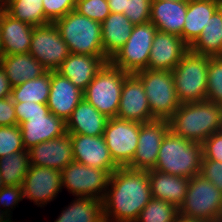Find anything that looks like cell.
I'll return each mask as SVG.
<instances>
[{
    "mask_svg": "<svg viewBox=\"0 0 222 222\" xmlns=\"http://www.w3.org/2000/svg\"><path fill=\"white\" fill-rule=\"evenodd\" d=\"M106 190L102 199L104 222H135L152 199L148 170L119 167L111 173Z\"/></svg>",
    "mask_w": 222,
    "mask_h": 222,
    "instance_id": "1",
    "label": "cell"
},
{
    "mask_svg": "<svg viewBox=\"0 0 222 222\" xmlns=\"http://www.w3.org/2000/svg\"><path fill=\"white\" fill-rule=\"evenodd\" d=\"M222 105L208 100L181 103L169 120L170 129L178 136L203 143L218 130Z\"/></svg>",
    "mask_w": 222,
    "mask_h": 222,
    "instance_id": "2",
    "label": "cell"
},
{
    "mask_svg": "<svg viewBox=\"0 0 222 222\" xmlns=\"http://www.w3.org/2000/svg\"><path fill=\"white\" fill-rule=\"evenodd\" d=\"M202 159L201 143L184 139L170 129L161 143L153 169L190 179L200 174Z\"/></svg>",
    "mask_w": 222,
    "mask_h": 222,
    "instance_id": "3",
    "label": "cell"
},
{
    "mask_svg": "<svg viewBox=\"0 0 222 222\" xmlns=\"http://www.w3.org/2000/svg\"><path fill=\"white\" fill-rule=\"evenodd\" d=\"M70 53L107 57L101 37V23L72 10L54 22Z\"/></svg>",
    "mask_w": 222,
    "mask_h": 222,
    "instance_id": "4",
    "label": "cell"
},
{
    "mask_svg": "<svg viewBox=\"0 0 222 222\" xmlns=\"http://www.w3.org/2000/svg\"><path fill=\"white\" fill-rule=\"evenodd\" d=\"M186 219L219 222L222 215V192L201 174L190 178L186 198L178 209Z\"/></svg>",
    "mask_w": 222,
    "mask_h": 222,
    "instance_id": "5",
    "label": "cell"
},
{
    "mask_svg": "<svg viewBox=\"0 0 222 222\" xmlns=\"http://www.w3.org/2000/svg\"><path fill=\"white\" fill-rule=\"evenodd\" d=\"M209 56L188 50L171 71L177 97L181 103L205 101Z\"/></svg>",
    "mask_w": 222,
    "mask_h": 222,
    "instance_id": "6",
    "label": "cell"
},
{
    "mask_svg": "<svg viewBox=\"0 0 222 222\" xmlns=\"http://www.w3.org/2000/svg\"><path fill=\"white\" fill-rule=\"evenodd\" d=\"M141 80L154 119L169 121L180 107L171 71L146 69L135 73Z\"/></svg>",
    "mask_w": 222,
    "mask_h": 222,
    "instance_id": "7",
    "label": "cell"
},
{
    "mask_svg": "<svg viewBox=\"0 0 222 222\" xmlns=\"http://www.w3.org/2000/svg\"><path fill=\"white\" fill-rule=\"evenodd\" d=\"M126 71L107 62L83 92V98L108 118L116 117Z\"/></svg>",
    "mask_w": 222,
    "mask_h": 222,
    "instance_id": "8",
    "label": "cell"
},
{
    "mask_svg": "<svg viewBox=\"0 0 222 222\" xmlns=\"http://www.w3.org/2000/svg\"><path fill=\"white\" fill-rule=\"evenodd\" d=\"M156 32V26L150 21L134 25L128 41L116 52L109 62L128 74H135L146 70Z\"/></svg>",
    "mask_w": 222,
    "mask_h": 222,
    "instance_id": "9",
    "label": "cell"
},
{
    "mask_svg": "<svg viewBox=\"0 0 222 222\" xmlns=\"http://www.w3.org/2000/svg\"><path fill=\"white\" fill-rule=\"evenodd\" d=\"M110 173L72 161L61 171L62 186L76 197L103 199L108 188ZM103 192V193H101Z\"/></svg>",
    "mask_w": 222,
    "mask_h": 222,
    "instance_id": "10",
    "label": "cell"
},
{
    "mask_svg": "<svg viewBox=\"0 0 222 222\" xmlns=\"http://www.w3.org/2000/svg\"><path fill=\"white\" fill-rule=\"evenodd\" d=\"M140 122L109 118L103 137L110 155L119 167H126L138 146Z\"/></svg>",
    "mask_w": 222,
    "mask_h": 222,
    "instance_id": "11",
    "label": "cell"
},
{
    "mask_svg": "<svg viewBox=\"0 0 222 222\" xmlns=\"http://www.w3.org/2000/svg\"><path fill=\"white\" fill-rule=\"evenodd\" d=\"M29 53L37 59L47 71H56L70 55V50L61 38L54 23L33 28Z\"/></svg>",
    "mask_w": 222,
    "mask_h": 222,
    "instance_id": "12",
    "label": "cell"
},
{
    "mask_svg": "<svg viewBox=\"0 0 222 222\" xmlns=\"http://www.w3.org/2000/svg\"><path fill=\"white\" fill-rule=\"evenodd\" d=\"M169 130L170 122L167 120L155 119L141 123L136 152L126 167L139 170L153 169L157 163L161 143Z\"/></svg>",
    "mask_w": 222,
    "mask_h": 222,
    "instance_id": "13",
    "label": "cell"
},
{
    "mask_svg": "<svg viewBox=\"0 0 222 222\" xmlns=\"http://www.w3.org/2000/svg\"><path fill=\"white\" fill-rule=\"evenodd\" d=\"M116 118L140 123L155 120L144 86L135 74H128L124 79Z\"/></svg>",
    "mask_w": 222,
    "mask_h": 222,
    "instance_id": "14",
    "label": "cell"
},
{
    "mask_svg": "<svg viewBox=\"0 0 222 222\" xmlns=\"http://www.w3.org/2000/svg\"><path fill=\"white\" fill-rule=\"evenodd\" d=\"M23 198L33 200L36 205L52 201L62 188L61 171L30 165L24 178Z\"/></svg>",
    "mask_w": 222,
    "mask_h": 222,
    "instance_id": "15",
    "label": "cell"
},
{
    "mask_svg": "<svg viewBox=\"0 0 222 222\" xmlns=\"http://www.w3.org/2000/svg\"><path fill=\"white\" fill-rule=\"evenodd\" d=\"M73 159L81 164L105 169L110 174L119 166L114 162L102 136L70 134Z\"/></svg>",
    "mask_w": 222,
    "mask_h": 222,
    "instance_id": "16",
    "label": "cell"
},
{
    "mask_svg": "<svg viewBox=\"0 0 222 222\" xmlns=\"http://www.w3.org/2000/svg\"><path fill=\"white\" fill-rule=\"evenodd\" d=\"M30 165L62 171L73 159L72 141L69 133L41 142L28 149Z\"/></svg>",
    "mask_w": 222,
    "mask_h": 222,
    "instance_id": "17",
    "label": "cell"
},
{
    "mask_svg": "<svg viewBox=\"0 0 222 222\" xmlns=\"http://www.w3.org/2000/svg\"><path fill=\"white\" fill-rule=\"evenodd\" d=\"M188 50L189 46L181 37L157 30L147 69L172 71Z\"/></svg>",
    "mask_w": 222,
    "mask_h": 222,
    "instance_id": "18",
    "label": "cell"
},
{
    "mask_svg": "<svg viewBox=\"0 0 222 222\" xmlns=\"http://www.w3.org/2000/svg\"><path fill=\"white\" fill-rule=\"evenodd\" d=\"M82 99V90L57 71H51L47 107L52 114L66 122Z\"/></svg>",
    "mask_w": 222,
    "mask_h": 222,
    "instance_id": "19",
    "label": "cell"
},
{
    "mask_svg": "<svg viewBox=\"0 0 222 222\" xmlns=\"http://www.w3.org/2000/svg\"><path fill=\"white\" fill-rule=\"evenodd\" d=\"M20 128L25 150L67 133L66 122L51 112L30 115L27 121L20 124Z\"/></svg>",
    "mask_w": 222,
    "mask_h": 222,
    "instance_id": "20",
    "label": "cell"
},
{
    "mask_svg": "<svg viewBox=\"0 0 222 222\" xmlns=\"http://www.w3.org/2000/svg\"><path fill=\"white\" fill-rule=\"evenodd\" d=\"M109 60L108 57L70 53L56 71L84 92L88 84Z\"/></svg>",
    "mask_w": 222,
    "mask_h": 222,
    "instance_id": "21",
    "label": "cell"
},
{
    "mask_svg": "<svg viewBox=\"0 0 222 222\" xmlns=\"http://www.w3.org/2000/svg\"><path fill=\"white\" fill-rule=\"evenodd\" d=\"M33 26L9 15L0 14V37L4 55L28 53L32 40Z\"/></svg>",
    "mask_w": 222,
    "mask_h": 222,
    "instance_id": "22",
    "label": "cell"
},
{
    "mask_svg": "<svg viewBox=\"0 0 222 222\" xmlns=\"http://www.w3.org/2000/svg\"><path fill=\"white\" fill-rule=\"evenodd\" d=\"M187 2L152 0L150 22L158 31L177 35L183 39Z\"/></svg>",
    "mask_w": 222,
    "mask_h": 222,
    "instance_id": "23",
    "label": "cell"
},
{
    "mask_svg": "<svg viewBox=\"0 0 222 222\" xmlns=\"http://www.w3.org/2000/svg\"><path fill=\"white\" fill-rule=\"evenodd\" d=\"M108 120L83 98L66 121V131L69 134L102 136Z\"/></svg>",
    "mask_w": 222,
    "mask_h": 222,
    "instance_id": "24",
    "label": "cell"
},
{
    "mask_svg": "<svg viewBox=\"0 0 222 222\" xmlns=\"http://www.w3.org/2000/svg\"><path fill=\"white\" fill-rule=\"evenodd\" d=\"M148 176L152 198L169 202L179 209L186 198L190 179L154 169L148 170Z\"/></svg>",
    "mask_w": 222,
    "mask_h": 222,
    "instance_id": "25",
    "label": "cell"
},
{
    "mask_svg": "<svg viewBox=\"0 0 222 222\" xmlns=\"http://www.w3.org/2000/svg\"><path fill=\"white\" fill-rule=\"evenodd\" d=\"M0 65L3 67L11 87L40 77L47 72V69L29 52L3 55Z\"/></svg>",
    "mask_w": 222,
    "mask_h": 222,
    "instance_id": "26",
    "label": "cell"
},
{
    "mask_svg": "<svg viewBox=\"0 0 222 222\" xmlns=\"http://www.w3.org/2000/svg\"><path fill=\"white\" fill-rule=\"evenodd\" d=\"M222 5L220 0H189L183 27V40L190 47L200 36L210 17Z\"/></svg>",
    "mask_w": 222,
    "mask_h": 222,
    "instance_id": "27",
    "label": "cell"
},
{
    "mask_svg": "<svg viewBox=\"0 0 222 222\" xmlns=\"http://www.w3.org/2000/svg\"><path fill=\"white\" fill-rule=\"evenodd\" d=\"M134 25L122 13H110L101 23L104 54L111 59L128 41Z\"/></svg>",
    "mask_w": 222,
    "mask_h": 222,
    "instance_id": "28",
    "label": "cell"
},
{
    "mask_svg": "<svg viewBox=\"0 0 222 222\" xmlns=\"http://www.w3.org/2000/svg\"><path fill=\"white\" fill-rule=\"evenodd\" d=\"M189 49L205 56H222V5L210 17L202 33Z\"/></svg>",
    "mask_w": 222,
    "mask_h": 222,
    "instance_id": "29",
    "label": "cell"
},
{
    "mask_svg": "<svg viewBox=\"0 0 222 222\" xmlns=\"http://www.w3.org/2000/svg\"><path fill=\"white\" fill-rule=\"evenodd\" d=\"M55 222H104L102 200L79 197L65 210Z\"/></svg>",
    "mask_w": 222,
    "mask_h": 222,
    "instance_id": "30",
    "label": "cell"
},
{
    "mask_svg": "<svg viewBox=\"0 0 222 222\" xmlns=\"http://www.w3.org/2000/svg\"><path fill=\"white\" fill-rule=\"evenodd\" d=\"M51 84V71L40 77L28 80L18 86L12 87L11 98L13 102H35L47 104Z\"/></svg>",
    "mask_w": 222,
    "mask_h": 222,
    "instance_id": "31",
    "label": "cell"
},
{
    "mask_svg": "<svg viewBox=\"0 0 222 222\" xmlns=\"http://www.w3.org/2000/svg\"><path fill=\"white\" fill-rule=\"evenodd\" d=\"M28 150L0 157V175L4 186H22L28 172Z\"/></svg>",
    "mask_w": 222,
    "mask_h": 222,
    "instance_id": "32",
    "label": "cell"
},
{
    "mask_svg": "<svg viewBox=\"0 0 222 222\" xmlns=\"http://www.w3.org/2000/svg\"><path fill=\"white\" fill-rule=\"evenodd\" d=\"M5 11L33 27L51 23L44 15L42 0H6Z\"/></svg>",
    "mask_w": 222,
    "mask_h": 222,
    "instance_id": "33",
    "label": "cell"
},
{
    "mask_svg": "<svg viewBox=\"0 0 222 222\" xmlns=\"http://www.w3.org/2000/svg\"><path fill=\"white\" fill-rule=\"evenodd\" d=\"M178 217L179 211L174 205L152 198L135 222H174Z\"/></svg>",
    "mask_w": 222,
    "mask_h": 222,
    "instance_id": "34",
    "label": "cell"
},
{
    "mask_svg": "<svg viewBox=\"0 0 222 222\" xmlns=\"http://www.w3.org/2000/svg\"><path fill=\"white\" fill-rule=\"evenodd\" d=\"M206 100L222 105V56H209Z\"/></svg>",
    "mask_w": 222,
    "mask_h": 222,
    "instance_id": "35",
    "label": "cell"
},
{
    "mask_svg": "<svg viewBox=\"0 0 222 222\" xmlns=\"http://www.w3.org/2000/svg\"><path fill=\"white\" fill-rule=\"evenodd\" d=\"M24 149L20 125L0 126V157Z\"/></svg>",
    "mask_w": 222,
    "mask_h": 222,
    "instance_id": "36",
    "label": "cell"
},
{
    "mask_svg": "<svg viewBox=\"0 0 222 222\" xmlns=\"http://www.w3.org/2000/svg\"><path fill=\"white\" fill-rule=\"evenodd\" d=\"M74 10L100 23L111 13L108 0H76Z\"/></svg>",
    "mask_w": 222,
    "mask_h": 222,
    "instance_id": "37",
    "label": "cell"
},
{
    "mask_svg": "<svg viewBox=\"0 0 222 222\" xmlns=\"http://www.w3.org/2000/svg\"><path fill=\"white\" fill-rule=\"evenodd\" d=\"M152 0H126V10L123 14L133 25L150 21Z\"/></svg>",
    "mask_w": 222,
    "mask_h": 222,
    "instance_id": "38",
    "label": "cell"
},
{
    "mask_svg": "<svg viewBox=\"0 0 222 222\" xmlns=\"http://www.w3.org/2000/svg\"><path fill=\"white\" fill-rule=\"evenodd\" d=\"M76 0H42L44 15L51 22L64 17L75 9Z\"/></svg>",
    "mask_w": 222,
    "mask_h": 222,
    "instance_id": "39",
    "label": "cell"
},
{
    "mask_svg": "<svg viewBox=\"0 0 222 222\" xmlns=\"http://www.w3.org/2000/svg\"><path fill=\"white\" fill-rule=\"evenodd\" d=\"M14 107L18 125H20L24 121H27L30 115L48 114L50 112L47 104H40L28 101L14 102Z\"/></svg>",
    "mask_w": 222,
    "mask_h": 222,
    "instance_id": "40",
    "label": "cell"
},
{
    "mask_svg": "<svg viewBox=\"0 0 222 222\" xmlns=\"http://www.w3.org/2000/svg\"><path fill=\"white\" fill-rule=\"evenodd\" d=\"M203 159L222 162V134L213 133L203 143Z\"/></svg>",
    "mask_w": 222,
    "mask_h": 222,
    "instance_id": "41",
    "label": "cell"
},
{
    "mask_svg": "<svg viewBox=\"0 0 222 222\" xmlns=\"http://www.w3.org/2000/svg\"><path fill=\"white\" fill-rule=\"evenodd\" d=\"M200 174L222 192V162L202 160Z\"/></svg>",
    "mask_w": 222,
    "mask_h": 222,
    "instance_id": "42",
    "label": "cell"
},
{
    "mask_svg": "<svg viewBox=\"0 0 222 222\" xmlns=\"http://www.w3.org/2000/svg\"><path fill=\"white\" fill-rule=\"evenodd\" d=\"M23 199L22 186H4L0 190V203L3 207H15Z\"/></svg>",
    "mask_w": 222,
    "mask_h": 222,
    "instance_id": "43",
    "label": "cell"
},
{
    "mask_svg": "<svg viewBox=\"0 0 222 222\" xmlns=\"http://www.w3.org/2000/svg\"><path fill=\"white\" fill-rule=\"evenodd\" d=\"M18 125L14 102L11 97L0 99V126Z\"/></svg>",
    "mask_w": 222,
    "mask_h": 222,
    "instance_id": "44",
    "label": "cell"
},
{
    "mask_svg": "<svg viewBox=\"0 0 222 222\" xmlns=\"http://www.w3.org/2000/svg\"><path fill=\"white\" fill-rule=\"evenodd\" d=\"M12 87L5 74L3 67L0 65V99L11 97Z\"/></svg>",
    "mask_w": 222,
    "mask_h": 222,
    "instance_id": "45",
    "label": "cell"
},
{
    "mask_svg": "<svg viewBox=\"0 0 222 222\" xmlns=\"http://www.w3.org/2000/svg\"><path fill=\"white\" fill-rule=\"evenodd\" d=\"M110 12L122 13L126 10V0H108Z\"/></svg>",
    "mask_w": 222,
    "mask_h": 222,
    "instance_id": "46",
    "label": "cell"
},
{
    "mask_svg": "<svg viewBox=\"0 0 222 222\" xmlns=\"http://www.w3.org/2000/svg\"><path fill=\"white\" fill-rule=\"evenodd\" d=\"M10 210H11L10 208H9V211H8V208L6 209V211L0 210V222H12L11 218H9V216H11V215H10V213L8 214V212H10Z\"/></svg>",
    "mask_w": 222,
    "mask_h": 222,
    "instance_id": "47",
    "label": "cell"
},
{
    "mask_svg": "<svg viewBox=\"0 0 222 222\" xmlns=\"http://www.w3.org/2000/svg\"><path fill=\"white\" fill-rule=\"evenodd\" d=\"M174 222H205V221L195 220V219H186L184 217L179 216Z\"/></svg>",
    "mask_w": 222,
    "mask_h": 222,
    "instance_id": "48",
    "label": "cell"
},
{
    "mask_svg": "<svg viewBox=\"0 0 222 222\" xmlns=\"http://www.w3.org/2000/svg\"><path fill=\"white\" fill-rule=\"evenodd\" d=\"M6 0H0V14L5 11Z\"/></svg>",
    "mask_w": 222,
    "mask_h": 222,
    "instance_id": "49",
    "label": "cell"
},
{
    "mask_svg": "<svg viewBox=\"0 0 222 222\" xmlns=\"http://www.w3.org/2000/svg\"><path fill=\"white\" fill-rule=\"evenodd\" d=\"M217 132H219L220 134H222V114L220 116V120H219V125H218V130Z\"/></svg>",
    "mask_w": 222,
    "mask_h": 222,
    "instance_id": "50",
    "label": "cell"
},
{
    "mask_svg": "<svg viewBox=\"0 0 222 222\" xmlns=\"http://www.w3.org/2000/svg\"><path fill=\"white\" fill-rule=\"evenodd\" d=\"M3 55L4 54H3V49H2V42H1V37H0V60H1Z\"/></svg>",
    "mask_w": 222,
    "mask_h": 222,
    "instance_id": "51",
    "label": "cell"
},
{
    "mask_svg": "<svg viewBox=\"0 0 222 222\" xmlns=\"http://www.w3.org/2000/svg\"><path fill=\"white\" fill-rule=\"evenodd\" d=\"M166 1H173V2H188L189 0H166Z\"/></svg>",
    "mask_w": 222,
    "mask_h": 222,
    "instance_id": "52",
    "label": "cell"
},
{
    "mask_svg": "<svg viewBox=\"0 0 222 222\" xmlns=\"http://www.w3.org/2000/svg\"><path fill=\"white\" fill-rule=\"evenodd\" d=\"M4 187V184L2 182V178H1V175H0V190Z\"/></svg>",
    "mask_w": 222,
    "mask_h": 222,
    "instance_id": "53",
    "label": "cell"
}]
</instances>
